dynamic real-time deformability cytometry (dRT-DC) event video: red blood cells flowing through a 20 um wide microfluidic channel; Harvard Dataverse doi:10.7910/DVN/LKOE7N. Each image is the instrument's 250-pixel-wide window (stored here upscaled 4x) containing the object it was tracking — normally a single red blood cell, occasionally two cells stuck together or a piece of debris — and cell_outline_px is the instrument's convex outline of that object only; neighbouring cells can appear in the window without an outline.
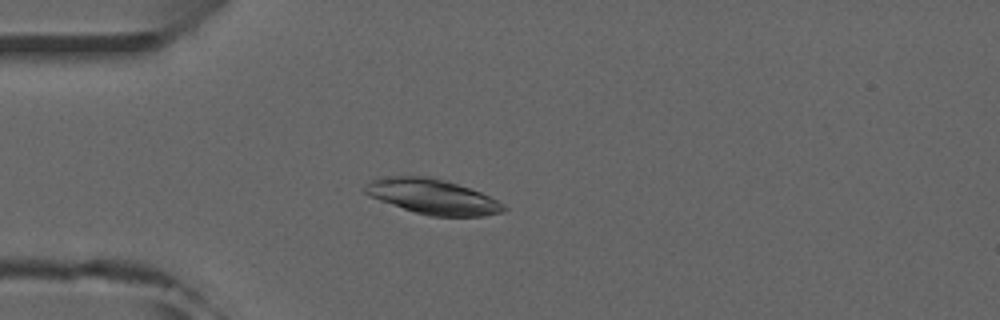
{"species": "common noctule bat (a hibernating species)", "species_latin": "Nyctalus noctula", "temperature_condition": "room temperature", "stored_images_in_passage": 4, "camera_frame_rate_fps": 3000, "um_per_image_px": 0.085, "animal": {"sex": "male", "forearm_length_mm": 52.5}, "frame": {"image": 1, "passage_image": 4, "time_ms": 4.333, "image_size_px": [1000, 320], "cell_outline_px": [[508, 208], [504, 212], [484, 216], [432, 216], [416, 212], [380, 200], [364, 192], [360, 188], [372, 180], [392, 176], [428, 176], [456, 184], [480, 192], [504, 204]], "centroid_in_image_um": [36.79, 16.72], "position_along_channel_um": 48.2, "area_um2": 27.86}}